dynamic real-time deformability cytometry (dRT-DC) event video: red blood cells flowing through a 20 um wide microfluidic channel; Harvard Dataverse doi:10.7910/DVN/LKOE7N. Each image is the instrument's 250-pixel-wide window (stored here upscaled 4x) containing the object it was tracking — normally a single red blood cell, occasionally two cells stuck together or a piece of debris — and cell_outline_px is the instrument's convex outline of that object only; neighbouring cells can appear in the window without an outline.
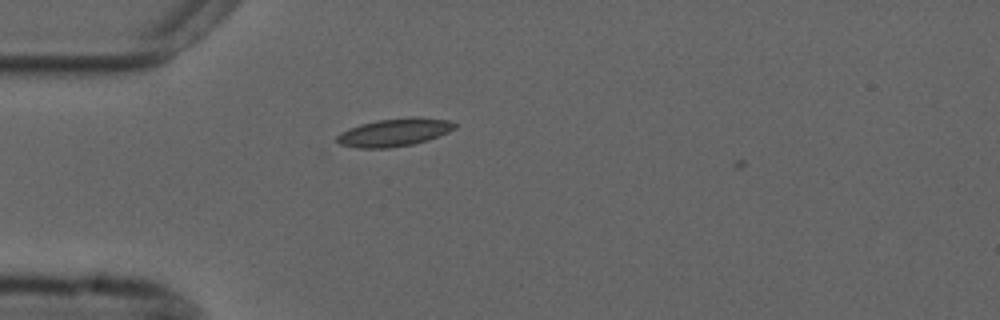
{"species": "common noctule bat (a hibernating species)", "species_latin": "Nyctalus noctula", "temperature_condition": "cold", "stored_images_in_passage": 3, "camera_frame_rate_fps": 3000, "um_per_image_px": 0.085, "animal": {"sex": "male", "forearm_length_mm": 52.5}, "frame": {"image": 1, "passage_image": 2, "time_ms": 0.333, "image_size_px": [1000, 320], "cell_outline_px": [[456, 128], [448, 132], [428, 140], [412, 144], [388, 148], [356, 148], [340, 144], [336, 140], [336, 136], [340, 132], [360, 124], [376, 120], [412, 116], [420, 116], [448, 120], [456, 124]], "centroid_in_image_um": [33.52, 11.24], "position_along_channel_um": 51.5, "area_um2": 19.31}}